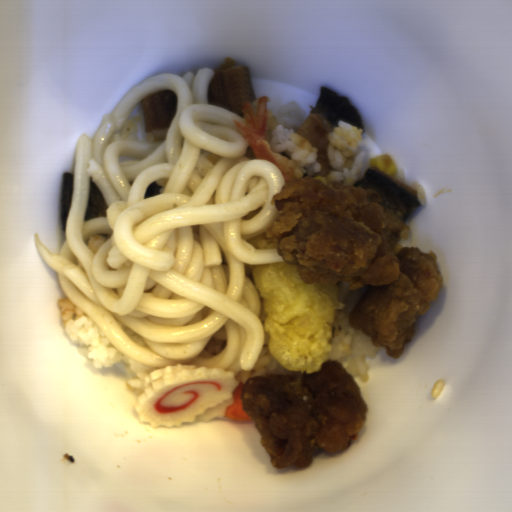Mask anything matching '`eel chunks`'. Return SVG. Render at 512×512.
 Instances as JSON below:
<instances>
[{"label":"eel chunks","instance_id":"4dd315ae","mask_svg":"<svg viewBox=\"0 0 512 512\" xmlns=\"http://www.w3.org/2000/svg\"><path fill=\"white\" fill-rule=\"evenodd\" d=\"M339 121H345L360 130L366 128L358 108L347 96H340L327 86L321 85L315 105L297 129L298 135L307 139L317 153L316 161L320 164L317 174L320 176L329 175L331 172L332 166L327 158L329 134Z\"/></svg>","mask_w":512,"mask_h":512},{"label":"eel chunks","instance_id":"57646c5b","mask_svg":"<svg viewBox=\"0 0 512 512\" xmlns=\"http://www.w3.org/2000/svg\"><path fill=\"white\" fill-rule=\"evenodd\" d=\"M212 71L213 78L207 94L209 103L240 117L244 114L246 102L257 100L248 63L237 61L229 56Z\"/></svg>","mask_w":512,"mask_h":512},{"label":"eel chunks","instance_id":"5b157139","mask_svg":"<svg viewBox=\"0 0 512 512\" xmlns=\"http://www.w3.org/2000/svg\"><path fill=\"white\" fill-rule=\"evenodd\" d=\"M351 186L372 188L383 199L384 212L398 214L405 223L421 206L416 189L395 179L379 167L370 166L360 179Z\"/></svg>","mask_w":512,"mask_h":512},{"label":"eel chunks","instance_id":"9297f934","mask_svg":"<svg viewBox=\"0 0 512 512\" xmlns=\"http://www.w3.org/2000/svg\"><path fill=\"white\" fill-rule=\"evenodd\" d=\"M177 91L161 89L140 101L146 132L169 128L177 111Z\"/></svg>","mask_w":512,"mask_h":512},{"label":"eel chunks","instance_id":"3e7421f1","mask_svg":"<svg viewBox=\"0 0 512 512\" xmlns=\"http://www.w3.org/2000/svg\"><path fill=\"white\" fill-rule=\"evenodd\" d=\"M75 173L65 171L61 177L59 210L63 232L66 233L67 219L74 190Z\"/></svg>","mask_w":512,"mask_h":512},{"label":"eel chunks","instance_id":"d36ff2ed","mask_svg":"<svg viewBox=\"0 0 512 512\" xmlns=\"http://www.w3.org/2000/svg\"><path fill=\"white\" fill-rule=\"evenodd\" d=\"M107 204L94 181H90L84 220L106 216Z\"/></svg>","mask_w":512,"mask_h":512}]
</instances>
